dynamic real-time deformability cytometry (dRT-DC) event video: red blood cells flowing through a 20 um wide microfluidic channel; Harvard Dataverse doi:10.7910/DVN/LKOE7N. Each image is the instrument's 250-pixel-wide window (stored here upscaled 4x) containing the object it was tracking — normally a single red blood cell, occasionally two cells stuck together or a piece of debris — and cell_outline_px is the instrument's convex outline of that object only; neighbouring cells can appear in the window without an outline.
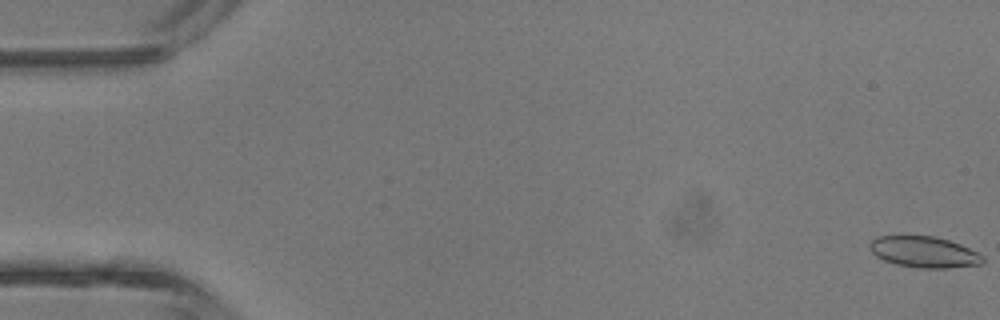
{"species": "common noctule bat (a hibernating species)", "species_latin": "Nyctalus noctula", "temperature_condition": "room temperature", "stored_images_in_passage": 4, "camera_frame_rate_fps": 3000, "um_per_image_px": 0.085, "animal": {"sex": "male", "body_mass_g": 13.3}, "frame": {"image": 1, "passage_image": 1, "time_ms": 0.0, "image_size_px": [1000, 320], "cell_outline_px": [[984, 260], [980, 264], [948, 268], [916, 268], [896, 264], [884, 260], [876, 256], [872, 252], [868, 244], [872, 240], [880, 236], [932, 236], [948, 240], [960, 244], [984, 256]], "centroid_in_image_um": [78.53, 21.43], "position_along_channel_um": 6.5, "area_um2": 20.35}}